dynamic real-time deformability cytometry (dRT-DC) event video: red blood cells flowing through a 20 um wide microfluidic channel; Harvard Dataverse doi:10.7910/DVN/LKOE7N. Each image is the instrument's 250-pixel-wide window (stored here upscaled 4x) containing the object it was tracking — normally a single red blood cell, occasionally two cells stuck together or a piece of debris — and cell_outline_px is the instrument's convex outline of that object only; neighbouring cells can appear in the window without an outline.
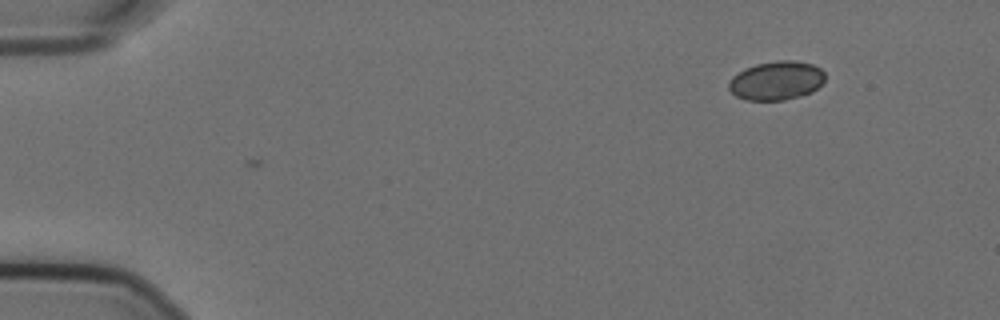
{"species": "Egyptian fruit bat (a non-hibernating species)", "species_latin": "Rousettus aegyptiacus", "temperature_condition": "cold", "stored_images_in_passage": 7, "camera_frame_rate_fps": 3000, "um_per_image_px": 0.085, "animal": {"sex": "female"}, "frame": {"image": 1, "passage_image": 7, "time_ms": 2.0, "image_size_px": [1000, 320], "cell_outline_px": [[824, 80], [812, 92], [800, 96], [784, 100], [744, 100], [736, 96], [728, 88], [728, 84], [732, 76], [744, 68], [756, 64], [776, 60], [792, 60], [812, 64], [820, 68], [824, 72]], "centroid_in_image_um": [65.97, 6.85], "position_along_channel_um": 19.0, "area_um2": 21.85}}